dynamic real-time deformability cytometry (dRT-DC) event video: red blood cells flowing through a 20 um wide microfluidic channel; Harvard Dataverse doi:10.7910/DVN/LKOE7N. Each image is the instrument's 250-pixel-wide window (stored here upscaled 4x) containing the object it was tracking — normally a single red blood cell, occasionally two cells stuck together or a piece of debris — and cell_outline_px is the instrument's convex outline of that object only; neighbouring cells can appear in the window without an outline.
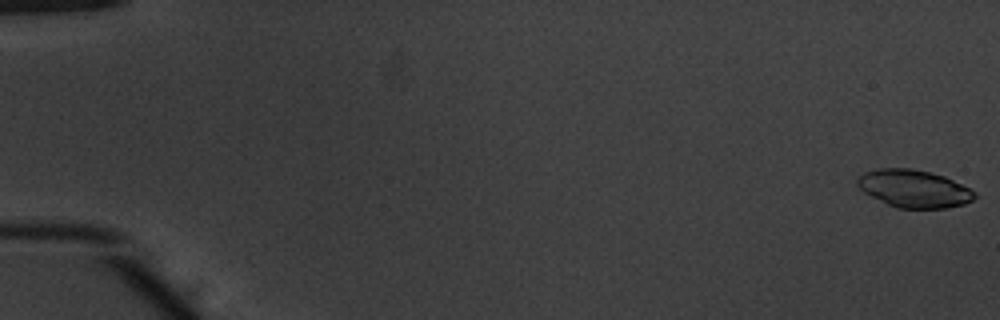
{"species": "common noctule bat (a hibernating species)", "species_latin": "Nyctalus noctula", "temperature_condition": "warm", "stored_images_in_passage": 53, "camera_frame_rate_fps": 3000, "um_per_image_px": 0.085, "animal": {"sex": "male", "body_mass_g": 20.1, "forearm_length_mm": 53.5}, "frame": {"image": 1, "passage_image": 1, "time_ms": 0.0, "image_size_px": [1000, 320], "cell_outline_px": [[976, 196], [972, 200], [964, 204], [944, 208], [896, 208], [864, 192], [856, 184], [856, 176], [864, 172], [880, 168], [912, 168], [932, 172], [944, 176], [976, 192]], "centroid_in_image_um": [77.65, 16.02], "position_along_channel_um": 7.3, "area_um2": 25.66}}
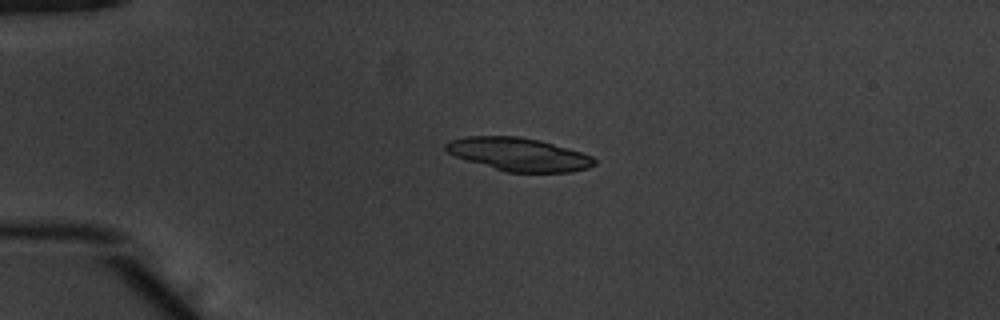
{"frame": {"image": 2, "passage_image": 14, "time_ms": 4.333, "image_size_px": [1000, 320], "cell_outline_px": [[596, 164], [588, 168], [572, 172], [504, 172], [456, 156], [448, 152], [444, 148], [444, 144], [448, 140], [464, 136], [516, 136], [540, 140], [568, 148], [592, 156], [596, 160]], "centroid_in_image_um": [44.08, 13.11], "position_along_channel_um": 40.9, "area_um2": 28.73}}